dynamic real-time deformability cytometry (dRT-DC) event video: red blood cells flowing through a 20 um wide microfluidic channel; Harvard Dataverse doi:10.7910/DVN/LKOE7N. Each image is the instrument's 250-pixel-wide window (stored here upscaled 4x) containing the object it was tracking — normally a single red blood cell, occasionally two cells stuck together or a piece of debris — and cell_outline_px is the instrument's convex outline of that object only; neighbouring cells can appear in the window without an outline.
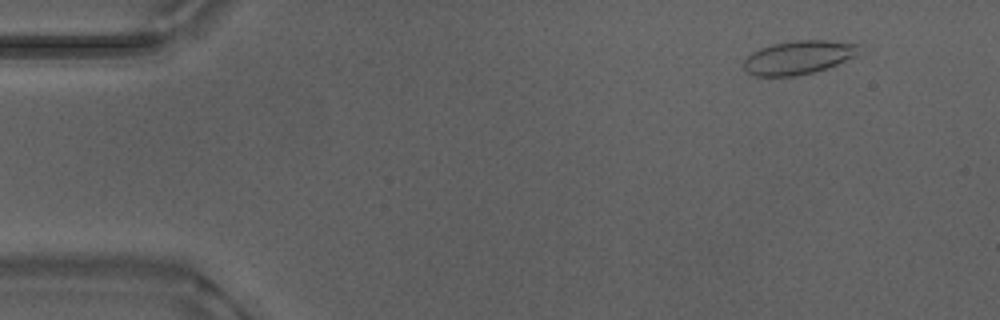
{"species": "Egyptian fruit bat (a non-hibernating species)", "species_latin": "Rousettus aegyptiacus", "temperature_condition": "warm", "stored_images_in_passage": 53, "camera_frame_rate_fps": 3000, "um_per_image_px": 0.085, "animal": {"sex": "male"}, "frame": {"image": 1, "passage_image": 5, "time_ms": 1.333, "image_size_px": [1000, 320], "cell_outline_px": [[860, 44], [856, 56], [836, 64], [812, 72], [796, 76], [756, 76], [748, 72], [744, 68], [744, 60], [752, 52], [760, 48], [772, 44], [796, 40], [824, 40]], "centroid_in_image_um": [67.85, 4.87], "position_along_channel_um": 17.2, "area_um2": 22.31}}
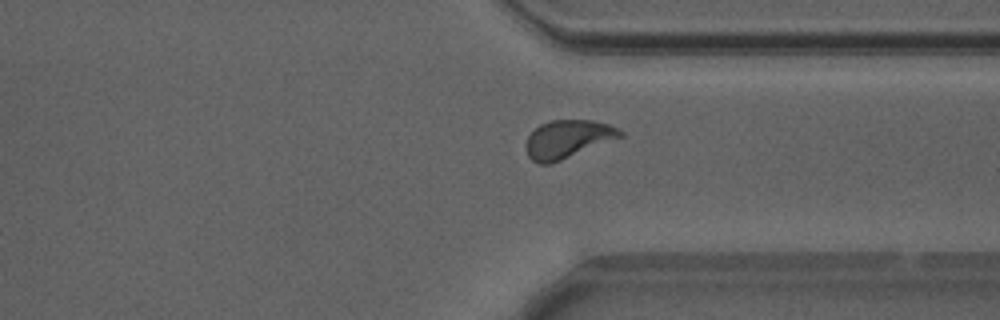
{"frame": {"image": 2, "passage_image": 40, "time_ms": 13.0, "image_size_px": [1000, 320], "cell_outline_px": [[624, 136], [560, 160], [548, 164], [540, 164], [532, 160], [528, 156], [524, 144], [528, 136], [540, 124], [548, 120], [592, 120], [608, 124], [624, 132]], "centroid_in_image_um": [48.23, 11.81], "position_along_channel_um": 363.2, "area_um2": 20.81}}
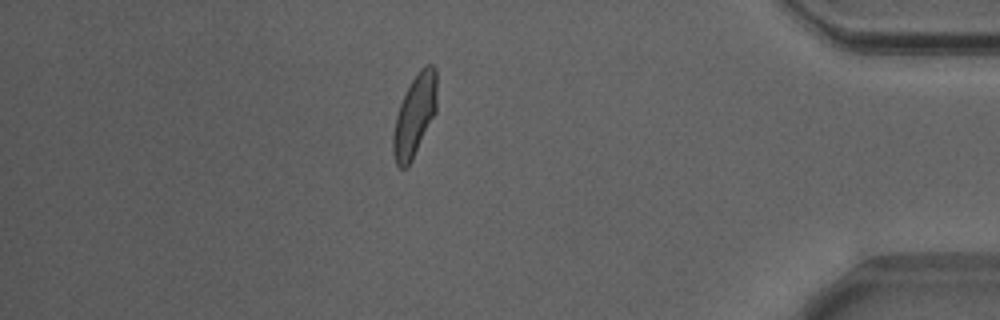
{"frame": {"image": 3, "passage_image": 46, "time_ms": 15.0, "image_size_px": [1000, 320], "cell_outline_px": [[436, 112], [408, 168], [400, 168], [396, 164], [392, 152], [392, 136], [396, 116], [400, 104], [412, 80], [420, 68], [424, 64], [432, 64], [436, 68]], "centroid_in_image_um": [35.24, 9.83], "position_along_channel_um": 400.0, "area_um2": 20.81}, "authors_computed_cell_mechanics": {"area_um2": 20.6924, "velocity_mm_per_s": 3.8485, "shape_relaxation_time_tau1_ms": 3.7808, "shape_relaxation_time_tau2_ms": null, "deformation_change_tau1": 0.1483, "deformation_change_tau2": null}}